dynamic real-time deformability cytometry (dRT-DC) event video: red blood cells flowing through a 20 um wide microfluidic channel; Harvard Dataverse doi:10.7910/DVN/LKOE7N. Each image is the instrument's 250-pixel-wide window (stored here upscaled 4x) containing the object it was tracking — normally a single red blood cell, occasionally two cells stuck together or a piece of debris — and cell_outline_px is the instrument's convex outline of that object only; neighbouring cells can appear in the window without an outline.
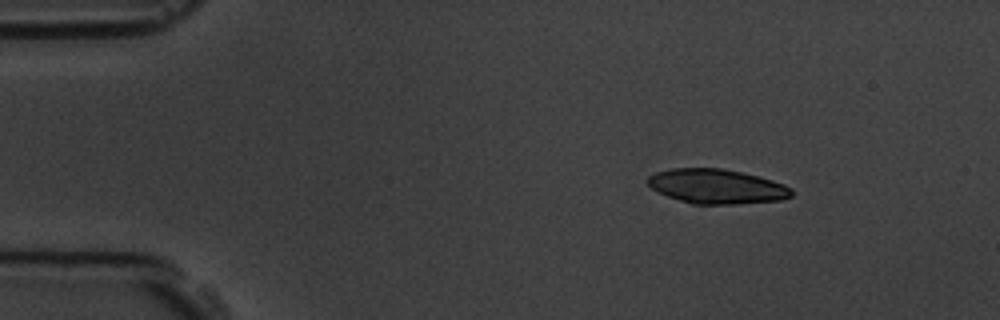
{"species": "common noctule bat (a hibernating species)", "species_latin": "Nyctalus noctula", "temperature_condition": "room temperature", "stored_images_in_passage": 7, "camera_frame_rate_fps": 3000, "um_per_image_px": 0.085, "animal": {"sex": "male", "body_mass_g": 19.5, "forearm_length_mm": 54.6}, "frame": {"image": 1, "passage_image": 1, "time_ms": 0.0, "image_size_px": [1000, 320], "cell_outline_px": [[792, 196], [780, 200], [740, 204], [692, 204], [668, 196], [652, 188], [644, 180], [648, 176], [656, 172], [672, 168], [720, 168], [740, 172], [772, 180], [784, 184], [792, 188]], "centroid_in_image_um": [60.91, 15.85], "position_along_channel_um": 24.1, "area_um2": 28.9}}